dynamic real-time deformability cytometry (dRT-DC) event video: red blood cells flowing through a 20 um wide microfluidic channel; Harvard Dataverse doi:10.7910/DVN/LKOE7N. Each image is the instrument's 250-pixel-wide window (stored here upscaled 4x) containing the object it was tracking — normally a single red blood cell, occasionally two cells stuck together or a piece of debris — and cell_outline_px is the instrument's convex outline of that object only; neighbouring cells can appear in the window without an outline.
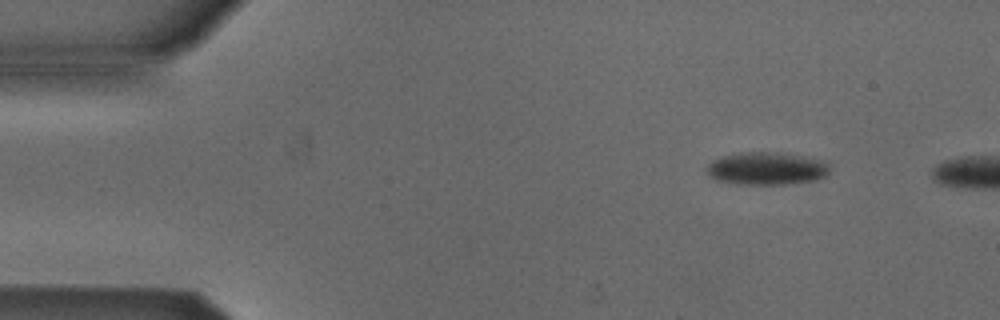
{"species": "Egyptian fruit bat (a non-hibernating species)", "species_latin": "Rousettus aegyptiacus", "temperature_condition": "cold", "stored_images_in_passage": 2, "camera_frame_rate_fps": 3000, "um_per_image_px": 0.085, "animal": {"sex": "male"}, "frame": {"image": 1, "passage_image": 1, "time_ms": 0.0, "image_size_px": [1000, 320], "cell_outline_px": [[828, 172], [824, 176], [812, 180], [784, 184], [736, 184], [716, 180], [708, 176], [708, 164], [712, 160], [724, 156], [748, 152], [776, 152], [800, 156], [816, 160], [828, 164]], "centroid_in_image_um": [65.08, 14.33], "position_along_channel_um": 19.9, "area_um2": 22.83}}